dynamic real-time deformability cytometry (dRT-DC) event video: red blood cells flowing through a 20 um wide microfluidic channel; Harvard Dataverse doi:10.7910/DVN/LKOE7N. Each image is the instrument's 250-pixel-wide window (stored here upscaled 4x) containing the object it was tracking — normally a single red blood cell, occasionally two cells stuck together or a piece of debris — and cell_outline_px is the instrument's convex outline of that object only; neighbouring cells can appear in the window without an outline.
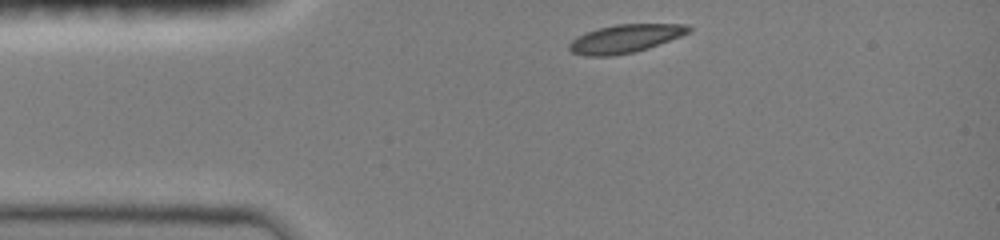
{"species": "common noctule bat (a hibernating species)", "species_latin": "Nyctalus noctula", "temperature_condition": "room temperature", "stored_images_in_passage": 34, "camera_frame_rate_fps": 3000, "um_per_image_px": 0.085, "animal": {"sex": "female", "body_mass_g": 19.0, "forearm_length_mm": 51.5}, "frame": {"image": 1, "passage_image": 1, "time_ms": 0.0, "image_size_px": [1000, 240], "cell_outline_px": [[692, 32], [648, 48], [632, 52], [612, 56], [584, 56], [572, 52], [568, 48], [568, 44], [572, 40], [584, 32], [616, 24], [688, 24], [692, 28]], "centroid_in_image_um": [53.15, 3.28], "position_along_channel_um": 31.9, "area_um2": 19.71}}
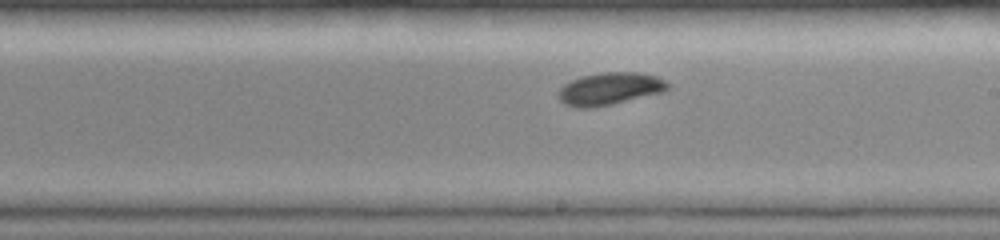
{"frame": {"image": 2, "passage_image": 19, "time_ms": 6.0, "image_size_px": [1000, 240], "cell_outline_px": [[668, 88], [664, 92], [612, 104], [592, 108], [576, 108], [564, 104], [560, 100], [556, 92], [564, 84], [580, 76], [604, 72], [636, 72], [656, 76], [664, 80], [668, 84]], "centroid_in_image_um": [51.79, 7.55], "position_along_channel_um": 237.2, "area_um2": 20.75}}
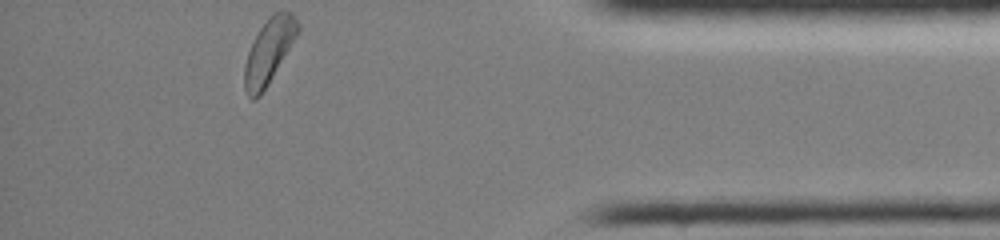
{"frame": {"image": 3, "passage_image": 34, "time_ms": 11.0, "image_size_px": [1000, 240], "cell_outline_px": [[300, 32], [260, 96], [256, 100], [252, 100], [248, 96], [244, 88], [244, 64], [248, 52], [260, 28], [268, 16], [272, 12], [292, 12], [300, 24]], "centroid_in_image_um": [22.87, 4.34], "position_along_channel_um": 412.3, "area_um2": 20.11}, "authors_computed_cell_mechanics": {"area_um2": 20.1722, "velocity_mm_per_s": 4.002, "shape_relaxation_time_tau1_ms": 3.7958, "shape_relaxation_time_tau2_ms": null, "deformation_change_tau1": 0.1331, "deformation_change_tau2": null}}